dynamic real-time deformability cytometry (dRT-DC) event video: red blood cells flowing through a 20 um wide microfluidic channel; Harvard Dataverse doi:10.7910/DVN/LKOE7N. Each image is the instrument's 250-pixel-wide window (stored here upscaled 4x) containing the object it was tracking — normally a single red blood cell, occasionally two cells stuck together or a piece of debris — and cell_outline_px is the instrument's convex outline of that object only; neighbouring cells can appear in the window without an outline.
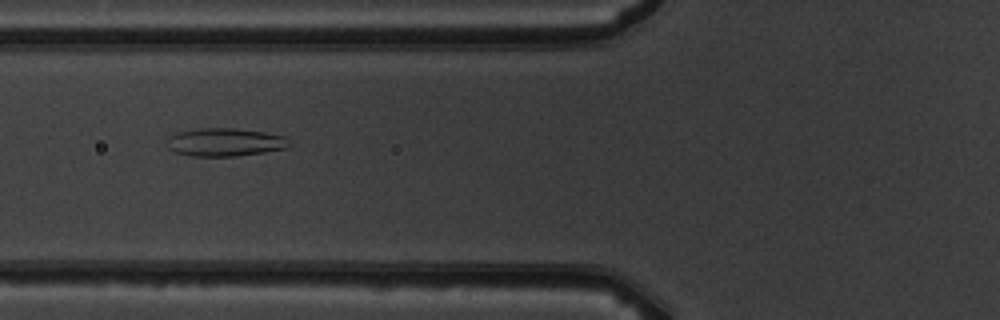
{"species": "common noctule bat (a hibernating species)", "species_latin": "Nyctalus noctula", "temperature_condition": "warm", "stored_images_in_passage": 4, "camera_frame_rate_fps": 3000, "um_per_image_px": 0.085, "animal": {"sex": "male", "body_mass_g": 19.5, "forearm_length_mm": 54.6}, "frame": {"image": 1, "passage_image": 2, "time_ms": 1.0, "image_size_px": [1000, 320], "cell_outline_px": [[292, 148], [236, 156], [192, 156], [176, 152], [168, 148], [168, 136], [176, 132], [200, 128], [236, 128], [264, 132], [284, 136], [292, 144]], "centroid_in_image_um": [19.16, 12.08], "position_along_channel_um": 106.6, "area_um2": 20.23}}
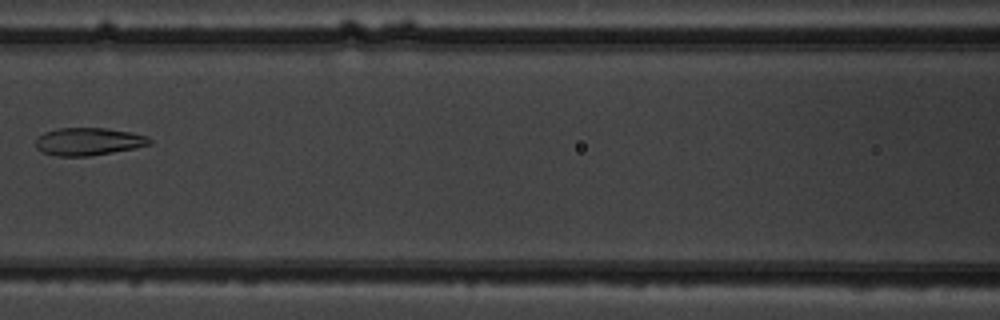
{"frame": {"image": 2, "passage_image": 3, "time_ms": 2.333, "image_size_px": [1000, 320], "cell_outline_px": [[152, 144], [112, 152], [88, 156], [56, 156], [44, 152], [36, 148], [36, 140], [44, 132], [56, 128], [104, 128], [132, 132], [148, 136], [152, 140]], "centroid_in_image_um": [7.53, 12.02], "position_along_channel_um": 159.1, "area_um2": 18.26}}
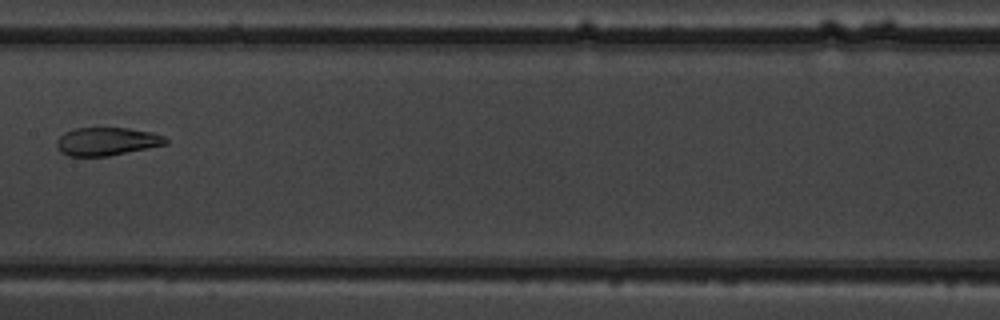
{"frame": {"image": 3, "passage_image": 4, "time_ms": 3.333, "image_size_px": [1000, 320], "cell_outline_px": [[168, 144], [108, 156], [68, 156], [60, 152], [56, 144], [56, 140], [64, 132], [72, 128], [128, 128], [152, 132], [164, 136], [168, 140]], "centroid_in_image_um": [9.06, 12.02], "position_along_channel_um": 198.3, "area_um2": 17.98}}